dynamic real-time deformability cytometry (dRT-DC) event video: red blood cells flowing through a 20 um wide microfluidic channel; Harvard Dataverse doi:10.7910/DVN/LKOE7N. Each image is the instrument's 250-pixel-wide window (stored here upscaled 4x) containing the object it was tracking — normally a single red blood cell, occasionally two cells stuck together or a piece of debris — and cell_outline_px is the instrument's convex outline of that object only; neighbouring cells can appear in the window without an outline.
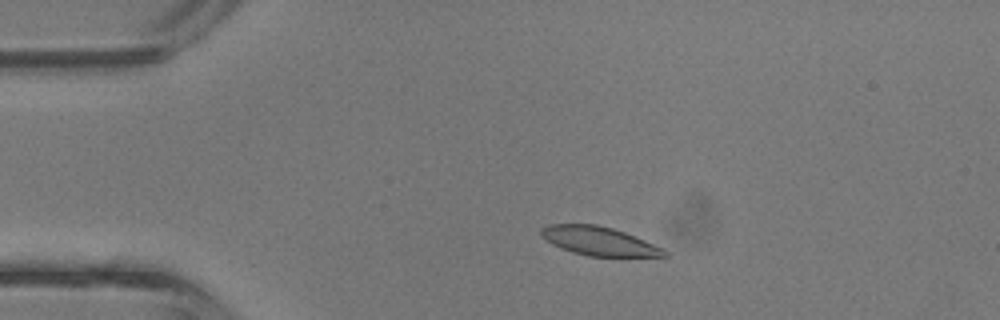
{"species": "common noctule bat (a hibernating species)", "species_latin": "Nyctalus noctula", "temperature_condition": "room temperature", "stored_images_in_passage": 3, "camera_frame_rate_fps": 3000, "um_per_image_px": 0.085, "animal": {"sex": "male", "body_mass_g": 13.3}, "frame": {"image": 1, "passage_image": 2, "time_ms": 0.333, "image_size_px": [1000, 320], "cell_outline_px": [[668, 256], [588, 256], [572, 252], [560, 248], [552, 244], [540, 236], [540, 228], [548, 224], [596, 224], [612, 228], [624, 232], [664, 248], [668, 252]], "centroid_in_image_um": [50.88, 20.49], "position_along_channel_um": 34.1, "area_um2": 20.63}}